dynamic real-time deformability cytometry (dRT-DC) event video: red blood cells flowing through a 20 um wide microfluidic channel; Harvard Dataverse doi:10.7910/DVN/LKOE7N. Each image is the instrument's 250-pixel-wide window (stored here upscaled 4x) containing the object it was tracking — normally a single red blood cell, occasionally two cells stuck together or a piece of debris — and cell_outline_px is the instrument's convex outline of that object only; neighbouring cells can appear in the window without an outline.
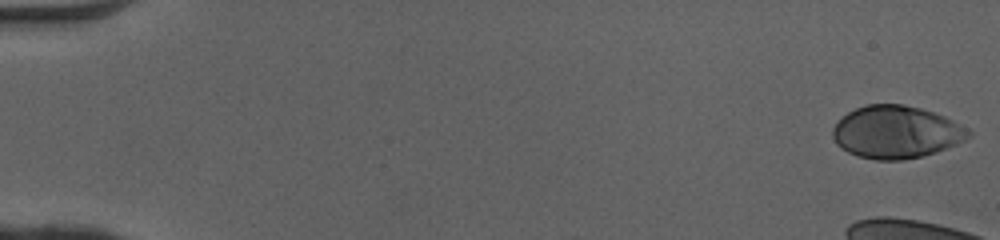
{"species": "human", "species_latin": "Homo sapiens", "temperature_condition": "cold", "stored_images_in_passage": 11, "camera_frame_rate_fps": 3000, "um_per_image_px": 0.085, "donor": {"sex": "female"}, "frame": {"image": 1, "passage_image": 1, "time_ms": 0.0, "image_size_px": [1000, 240], "cell_outline_px": [[972, 136], [956, 144], [936, 152], [924, 156], [904, 160], [876, 160], [860, 156], [848, 152], [840, 148], [836, 144], [832, 136], [832, 128], [848, 112], [864, 104], [904, 104], [920, 108], [944, 116], [968, 128], [972, 132]], "centroid_in_image_um": [76.18, 11.23], "position_along_channel_um": 8.8, "area_um2": 41.67}}